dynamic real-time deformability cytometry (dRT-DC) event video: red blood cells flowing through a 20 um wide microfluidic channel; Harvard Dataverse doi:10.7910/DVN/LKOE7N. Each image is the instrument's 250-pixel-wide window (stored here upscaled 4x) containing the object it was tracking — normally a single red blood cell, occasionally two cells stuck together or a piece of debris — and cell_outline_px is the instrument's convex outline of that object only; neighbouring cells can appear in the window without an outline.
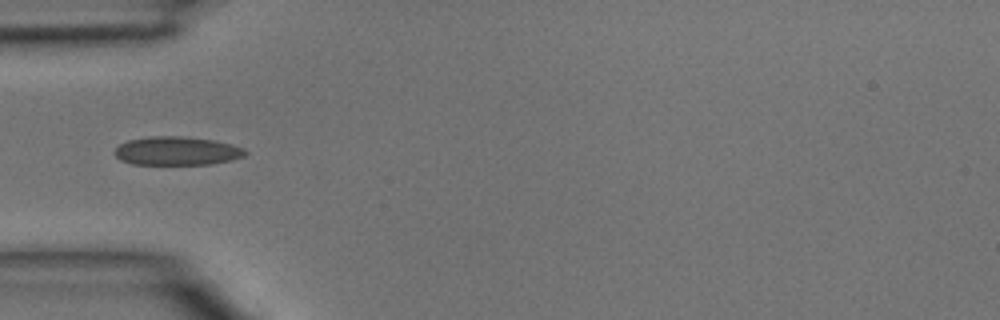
{"species": "common noctule bat (a hibernating species)", "species_latin": "Nyctalus noctula", "temperature_condition": "room temperature", "stored_images_in_passage": 10, "camera_frame_rate_fps": 3000, "um_per_image_px": 0.085, "animal": {"sex": "male", "body_mass_g": 15.6}, "frame": {"image": 1, "passage_image": 4, "time_ms": 1.0, "image_size_px": [1000, 320], "cell_outline_px": [[248, 152], [244, 156], [232, 160], [212, 164], [132, 164], [120, 160], [112, 152], [120, 144], [128, 140], [148, 136], [180, 136], [216, 140], [232, 144], [244, 148]], "centroid_in_image_um": [15.04, 12.82], "position_along_channel_um": 70.0, "area_um2": 21.96}}